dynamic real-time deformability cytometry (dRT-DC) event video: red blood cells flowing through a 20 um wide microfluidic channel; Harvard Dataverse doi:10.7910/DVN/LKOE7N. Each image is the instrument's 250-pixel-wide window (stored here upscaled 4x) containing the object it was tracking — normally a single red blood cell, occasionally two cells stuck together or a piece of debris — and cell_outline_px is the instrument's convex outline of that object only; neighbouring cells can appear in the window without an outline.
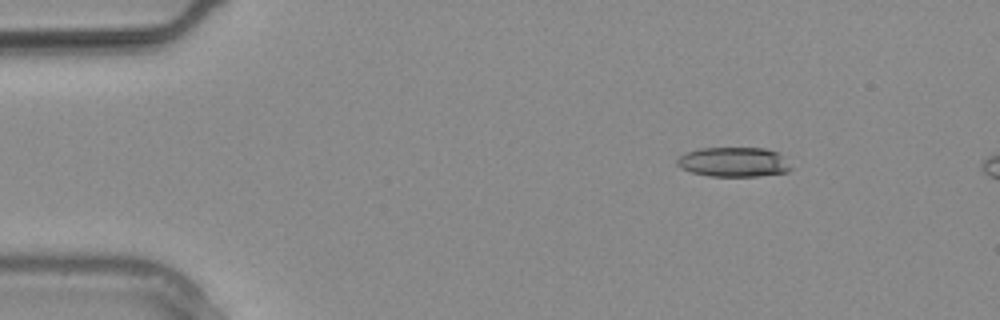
{"species": "common noctule bat (a hibernating species)", "species_latin": "Nyctalus noctula", "temperature_condition": "warm", "stored_images_in_passage": 4, "camera_frame_rate_fps": 3000, "um_per_image_px": 0.085, "animal": {"sex": "male", "body_mass_g": 20.4}, "frame": {"image": 1, "passage_image": 1, "time_ms": 0.0, "image_size_px": [1000, 320], "cell_outline_px": [[792, 168], [788, 172], [760, 176], [708, 176], [692, 172], [680, 168], [676, 164], [676, 160], [684, 152], [700, 148], [764, 148], [780, 152]], "centroid_in_image_um": [62.36, 13.77], "position_along_channel_um": 22.6, "area_um2": 19.88}}